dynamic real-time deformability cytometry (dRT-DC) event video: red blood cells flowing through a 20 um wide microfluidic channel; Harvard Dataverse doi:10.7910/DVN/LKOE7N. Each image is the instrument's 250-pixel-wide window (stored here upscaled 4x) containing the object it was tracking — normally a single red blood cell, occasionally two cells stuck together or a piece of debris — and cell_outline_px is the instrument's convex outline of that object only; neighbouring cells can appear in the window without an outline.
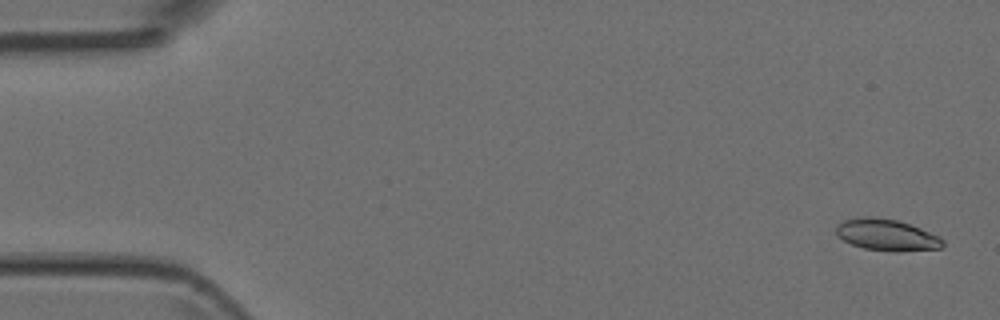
{"species": "Egyptian fruit bat (a non-hibernating species)", "species_latin": "Rousettus aegyptiacus", "temperature_condition": "room temperature", "stored_images_in_passage": 5, "camera_frame_rate_fps": 3000, "um_per_image_px": 0.085, "animal": {"sex": "female"}, "frame": {"image": 1, "passage_image": 1, "time_ms": 0.0, "image_size_px": [1000, 320], "cell_outline_px": [[944, 244], [940, 248], [896, 252], [864, 248], [852, 244], [844, 240], [836, 232], [836, 228], [844, 220], [868, 216], [872, 216], [896, 220], [920, 228], [940, 236], [944, 240]], "centroid_in_image_um": [75.41, 19.97], "position_along_channel_um": 9.6, "area_um2": 19.31}}
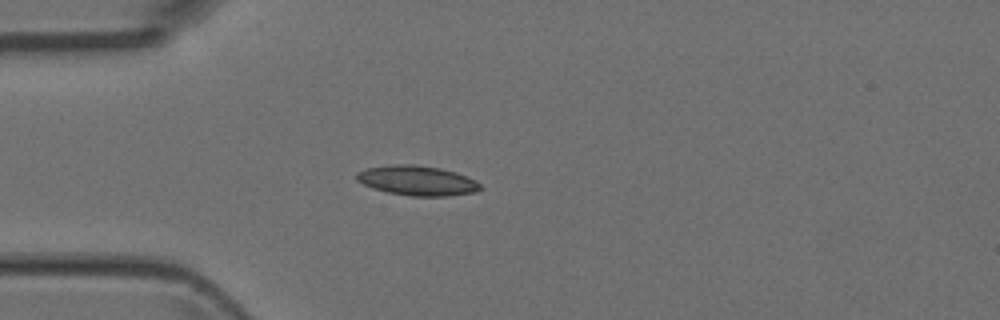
{"frame": {"image": 2, "passage_image": 4, "time_ms": 4.0, "image_size_px": [1000, 320], "cell_outline_px": [[484, 188], [476, 192], [448, 196], [412, 196], [388, 192], [372, 188], [356, 180], [356, 172], [364, 168], [392, 164], [416, 164], [440, 168], [456, 172], [476, 180]], "centroid_in_image_um": [35.47, 15.34], "position_along_channel_um": 49.5, "area_um2": 21.73}}